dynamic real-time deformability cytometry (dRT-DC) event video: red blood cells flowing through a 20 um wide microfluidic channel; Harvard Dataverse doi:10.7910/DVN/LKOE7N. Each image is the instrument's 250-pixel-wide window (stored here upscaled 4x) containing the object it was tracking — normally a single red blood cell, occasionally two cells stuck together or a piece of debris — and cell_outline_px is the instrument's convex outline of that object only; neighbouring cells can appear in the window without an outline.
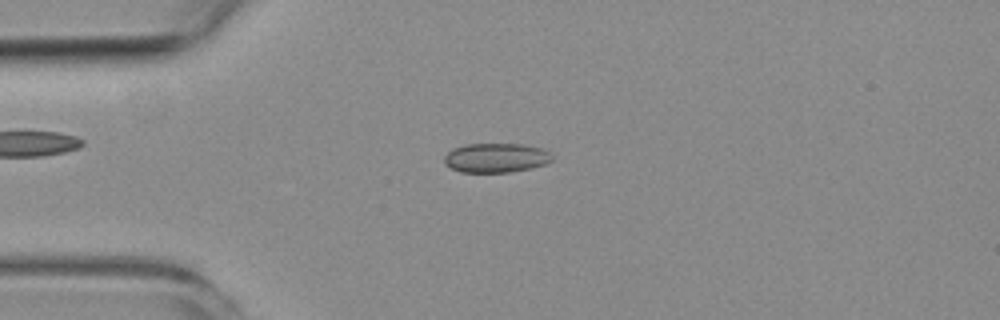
{"species": "common noctule bat (a hibernating species)", "species_latin": "Nyctalus noctula", "temperature_condition": "room temperature", "stored_images_in_passage": 1, "camera_frame_rate_fps": 3000, "um_per_image_px": 0.085, "animal": {"sex": "female", "body_mass_g": 19.3, "forearm_length_mm": 54.1}, "frame": {"image": 1, "passage_image": 1, "time_ms": 0.0, "image_size_px": [1000, 320], "cell_outline_px": [[552, 160], [548, 164], [532, 168], [508, 172], [460, 172], [444, 164], [444, 156], [452, 148], [464, 144], [524, 144], [540, 148], [548, 152], [552, 156]], "centroid_in_image_um": [42.15, 13.41], "position_along_channel_um": 42.9, "area_um2": 18.55}}